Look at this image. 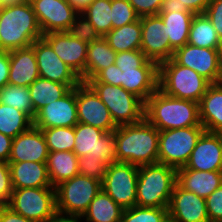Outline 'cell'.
Segmentation results:
<instances>
[{"instance_id": "484cf974", "label": "cell", "mask_w": 222, "mask_h": 222, "mask_svg": "<svg viewBox=\"0 0 222 222\" xmlns=\"http://www.w3.org/2000/svg\"><path fill=\"white\" fill-rule=\"evenodd\" d=\"M199 117L206 132L222 133V82L207 88L199 102Z\"/></svg>"}, {"instance_id": "7c38bea8", "label": "cell", "mask_w": 222, "mask_h": 222, "mask_svg": "<svg viewBox=\"0 0 222 222\" xmlns=\"http://www.w3.org/2000/svg\"><path fill=\"white\" fill-rule=\"evenodd\" d=\"M42 34L80 29V14L66 0H29Z\"/></svg>"}, {"instance_id": "ab89813d", "label": "cell", "mask_w": 222, "mask_h": 222, "mask_svg": "<svg viewBox=\"0 0 222 222\" xmlns=\"http://www.w3.org/2000/svg\"><path fill=\"white\" fill-rule=\"evenodd\" d=\"M108 164L102 158L89 157L88 154L79 157V175L95 178L103 181Z\"/></svg>"}, {"instance_id": "f907efd6", "label": "cell", "mask_w": 222, "mask_h": 222, "mask_svg": "<svg viewBox=\"0 0 222 222\" xmlns=\"http://www.w3.org/2000/svg\"><path fill=\"white\" fill-rule=\"evenodd\" d=\"M13 138L0 132V161L8 162Z\"/></svg>"}, {"instance_id": "d590c367", "label": "cell", "mask_w": 222, "mask_h": 222, "mask_svg": "<svg viewBox=\"0 0 222 222\" xmlns=\"http://www.w3.org/2000/svg\"><path fill=\"white\" fill-rule=\"evenodd\" d=\"M0 103L26 113L32 120L36 116L28 87L7 84L0 89Z\"/></svg>"}, {"instance_id": "8d00e7d4", "label": "cell", "mask_w": 222, "mask_h": 222, "mask_svg": "<svg viewBox=\"0 0 222 222\" xmlns=\"http://www.w3.org/2000/svg\"><path fill=\"white\" fill-rule=\"evenodd\" d=\"M41 130L44 135L49 152H73L75 145L74 127H52Z\"/></svg>"}, {"instance_id": "7bdbcfd3", "label": "cell", "mask_w": 222, "mask_h": 222, "mask_svg": "<svg viewBox=\"0 0 222 222\" xmlns=\"http://www.w3.org/2000/svg\"><path fill=\"white\" fill-rule=\"evenodd\" d=\"M206 210L210 222H222V185L206 199Z\"/></svg>"}, {"instance_id": "5bb4252c", "label": "cell", "mask_w": 222, "mask_h": 222, "mask_svg": "<svg viewBox=\"0 0 222 222\" xmlns=\"http://www.w3.org/2000/svg\"><path fill=\"white\" fill-rule=\"evenodd\" d=\"M172 58L210 83L222 82V48H202L187 43L176 49Z\"/></svg>"}, {"instance_id": "11a10c76", "label": "cell", "mask_w": 222, "mask_h": 222, "mask_svg": "<svg viewBox=\"0 0 222 222\" xmlns=\"http://www.w3.org/2000/svg\"><path fill=\"white\" fill-rule=\"evenodd\" d=\"M26 0H0V6L8 5V4H15V3H22Z\"/></svg>"}, {"instance_id": "d6a6232c", "label": "cell", "mask_w": 222, "mask_h": 222, "mask_svg": "<svg viewBox=\"0 0 222 222\" xmlns=\"http://www.w3.org/2000/svg\"><path fill=\"white\" fill-rule=\"evenodd\" d=\"M104 38L116 52L138 50L141 47V20L111 29Z\"/></svg>"}, {"instance_id": "6da1fadb", "label": "cell", "mask_w": 222, "mask_h": 222, "mask_svg": "<svg viewBox=\"0 0 222 222\" xmlns=\"http://www.w3.org/2000/svg\"><path fill=\"white\" fill-rule=\"evenodd\" d=\"M117 162L137 166L158 163L159 130L145 117L114 130Z\"/></svg>"}, {"instance_id": "8992f818", "label": "cell", "mask_w": 222, "mask_h": 222, "mask_svg": "<svg viewBox=\"0 0 222 222\" xmlns=\"http://www.w3.org/2000/svg\"><path fill=\"white\" fill-rule=\"evenodd\" d=\"M107 106L116 126L133 124L144 118L145 103L121 86L86 82Z\"/></svg>"}, {"instance_id": "7a4b0ae2", "label": "cell", "mask_w": 222, "mask_h": 222, "mask_svg": "<svg viewBox=\"0 0 222 222\" xmlns=\"http://www.w3.org/2000/svg\"><path fill=\"white\" fill-rule=\"evenodd\" d=\"M42 36L29 0L0 6V50L26 48Z\"/></svg>"}, {"instance_id": "83f0119b", "label": "cell", "mask_w": 222, "mask_h": 222, "mask_svg": "<svg viewBox=\"0 0 222 222\" xmlns=\"http://www.w3.org/2000/svg\"><path fill=\"white\" fill-rule=\"evenodd\" d=\"M116 52L104 37L89 36L85 65V83L94 78L101 70L114 64Z\"/></svg>"}, {"instance_id": "9c48e42d", "label": "cell", "mask_w": 222, "mask_h": 222, "mask_svg": "<svg viewBox=\"0 0 222 222\" xmlns=\"http://www.w3.org/2000/svg\"><path fill=\"white\" fill-rule=\"evenodd\" d=\"M7 206L27 219L45 222L57 211L55 188L13 189Z\"/></svg>"}, {"instance_id": "816d5d0a", "label": "cell", "mask_w": 222, "mask_h": 222, "mask_svg": "<svg viewBox=\"0 0 222 222\" xmlns=\"http://www.w3.org/2000/svg\"><path fill=\"white\" fill-rule=\"evenodd\" d=\"M191 12L184 5H179L175 0H163L162 7L159 13H170V12Z\"/></svg>"}, {"instance_id": "5b68a950", "label": "cell", "mask_w": 222, "mask_h": 222, "mask_svg": "<svg viewBox=\"0 0 222 222\" xmlns=\"http://www.w3.org/2000/svg\"><path fill=\"white\" fill-rule=\"evenodd\" d=\"M211 83L173 58L159 64L158 88L168 96L200 102Z\"/></svg>"}, {"instance_id": "ffe728a7", "label": "cell", "mask_w": 222, "mask_h": 222, "mask_svg": "<svg viewBox=\"0 0 222 222\" xmlns=\"http://www.w3.org/2000/svg\"><path fill=\"white\" fill-rule=\"evenodd\" d=\"M184 169L222 171V133L204 132Z\"/></svg>"}, {"instance_id": "836d02e7", "label": "cell", "mask_w": 222, "mask_h": 222, "mask_svg": "<svg viewBox=\"0 0 222 222\" xmlns=\"http://www.w3.org/2000/svg\"><path fill=\"white\" fill-rule=\"evenodd\" d=\"M187 43L202 48H222L215 28L204 13L194 15Z\"/></svg>"}, {"instance_id": "60d3db41", "label": "cell", "mask_w": 222, "mask_h": 222, "mask_svg": "<svg viewBox=\"0 0 222 222\" xmlns=\"http://www.w3.org/2000/svg\"><path fill=\"white\" fill-rule=\"evenodd\" d=\"M148 58L140 50H129L116 53V59L114 64L123 70L137 69L140 68Z\"/></svg>"}, {"instance_id": "4dcf8cb0", "label": "cell", "mask_w": 222, "mask_h": 222, "mask_svg": "<svg viewBox=\"0 0 222 222\" xmlns=\"http://www.w3.org/2000/svg\"><path fill=\"white\" fill-rule=\"evenodd\" d=\"M165 25L170 46L176 50L188 42L189 31L194 17L193 12H170L158 14Z\"/></svg>"}, {"instance_id": "b9f144b4", "label": "cell", "mask_w": 222, "mask_h": 222, "mask_svg": "<svg viewBox=\"0 0 222 222\" xmlns=\"http://www.w3.org/2000/svg\"><path fill=\"white\" fill-rule=\"evenodd\" d=\"M13 187L8 162L0 161V206L8 205Z\"/></svg>"}, {"instance_id": "9a60e30c", "label": "cell", "mask_w": 222, "mask_h": 222, "mask_svg": "<svg viewBox=\"0 0 222 222\" xmlns=\"http://www.w3.org/2000/svg\"><path fill=\"white\" fill-rule=\"evenodd\" d=\"M76 104L78 122L105 132H112L117 128L107 106L87 83L81 82L76 86Z\"/></svg>"}, {"instance_id": "ee69618b", "label": "cell", "mask_w": 222, "mask_h": 222, "mask_svg": "<svg viewBox=\"0 0 222 222\" xmlns=\"http://www.w3.org/2000/svg\"><path fill=\"white\" fill-rule=\"evenodd\" d=\"M139 17L158 15L163 0H128Z\"/></svg>"}, {"instance_id": "4316f807", "label": "cell", "mask_w": 222, "mask_h": 222, "mask_svg": "<svg viewBox=\"0 0 222 222\" xmlns=\"http://www.w3.org/2000/svg\"><path fill=\"white\" fill-rule=\"evenodd\" d=\"M111 0H95L80 14V29L104 37L112 29Z\"/></svg>"}, {"instance_id": "7dc6e473", "label": "cell", "mask_w": 222, "mask_h": 222, "mask_svg": "<svg viewBox=\"0 0 222 222\" xmlns=\"http://www.w3.org/2000/svg\"><path fill=\"white\" fill-rule=\"evenodd\" d=\"M9 69V51L0 50V89L8 84Z\"/></svg>"}, {"instance_id": "bcb514c9", "label": "cell", "mask_w": 222, "mask_h": 222, "mask_svg": "<svg viewBox=\"0 0 222 222\" xmlns=\"http://www.w3.org/2000/svg\"><path fill=\"white\" fill-rule=\"evenodd\" d=\"M121 73L122 71L115 64L101 70L94 78L87 82H102L115 86H121Z\"/></svg>"}, {"instance_id": "d4e9b609", "label": "cell", "mask_w": 222, "mask_h": 222, "mask_svg": "<svg viewBox=\"0 0 222 222\" xmlns=\"http://www.w3.org/2000/svg\"><path fill=\"white\" fill-rule=\"evenodd\" d=\"M176 183L184 190L206 199L222 185V171H198L182 167L177 169Z\"/></svg>"}, {"instance_id": "cb8c5ba5", "label": "cell", "mask_w": 222, "mask_h": 222, "mask_svg": "<svg viewBox=\"0 0 222 222\" xmlns=\"http://www.w3.org/2000/svg\"><path fill=\"white\" fill-rule=\"evenodd\" d=\"M13 189L52 187L46 162H8Z\"/></svg>"}, {"instance_id": "603a6c76", "label": "cell", "mask_w": 222, "mask_h": 222, "mask_svg": "<svg viewBox=\"0 0 222 222\" xmlns=\"http://www.w3.org/2000/svg\"><path fill=\"white\" fill-rule=\"evenodd\" d=\"M8 84L29 87L39 78V69L32 46L9 51Z\"/></svg>"}, {"instance_id": "f546056e", "label": "cell", "mask_w": 222, "mask_h": 222, "mask_svg": "<svg viewBox=\"0 0 222 222\" xmlns=\"http://www.w3.org/2000/svg\"><path fill=\"white\" fill-rule=\"evenodd\" d=\"M77 85H66L42 77L37 78L28 88L33 103L34 112L65 96Z\"/></svg>"}, {"instance_id": "681fc988", "label": "cell", "mask_w": 222, "mask_h": 222, "mask_svg": "<svg viewBox=\"0 0 222 222\" xmlns=\"http://www.w3.org/2000/svg\"><path fill=\"white\" fill-rule=\"evenodd\" d=\"M180 6L184 5L194 14H203L211 0H175Z\"/></svg>"}, {"instance_id": "e575fe53", "label": "cell", "mask_w": 222, "mask_h": 222, "mask_svg": "<svg viewBox=\"0 0 222 222\" xmlns=\"http://www.w3.org/2000/svg\"><path fill=\"white\" fill-rule=\"evenodd\" d=\"M33 126V120L24 112L0 103V132L11 138L26 132Z\"/></svg>"}, {"instance_id": "8fae6325", "label": "cell", "mask_w": 222, "mask_h": 222, "mask_svg": "<svg viewBox=\"0 0 222 222\" xmlns=\"http://www.w3.org/2000/svg\"><path fill=\"white\" fill-rule=\"evenodd\" d=\"M138 171L139 166L125 162H115L107 167L102 190L123 209L136 206Z\"/></svg>"}, {"instance_id": "f35d334b", "label": "cell", "mask_w": 222, "mask_h": 222, "mask_svg": "<svg viewBox=\"0 0 222 222\" xmlns=\"http://www.w3.org/2000/svg\"><path fill=\"white\" fill-rule=\"evenodd\" d=\"M112 29L137 21L140 17L128 0H111Z\"/></svg>"}, {"instance_id": "7402d4cb", "label": "cell", "mask_w": 222, "mask_h": 222, "mask_svg": "<svg viewBox=\"0 0 222 222\" xmlns=\"http://www.w3.org/2000/svg\"><path fill=\"white\" fill-rule=\"evenodd\" d=\"M158 76L159 65L148 59L140 68L123 70L121 87L145 103L158 89Z\"/></svg>"}, {"instance_id": "f5cc1de1", "label": "cell", "mask_w": 222, "mask_h": 222, "mask_svg": "<svg viewBox=\"0 0 222 222\" xmlns=\"http://www.w3.org/2000/svg\"><path fill=\"white\" fill-rule=\"evenodd\" d=\"M81 216L56 211L45 222H80Z\"/></svg>"}, {"instance_id": "44dd1931", "label": "cell", "mask_w": 222, "mask_h": 222, "mask_svg": "<svg viewBox=\"0 0 222 222\" xmlns=\"http://www.w3.org/2000/svg\"><path fill=\"white\" fill-rule=\"evenodd\" d=\"M48 154L42 130L32 126L12 140L8 162H47Z\"/></svg>"}, {"instance_id": "3957f363", "label": "cell", "mask_w": 222, "mask_h": 222, "mask_svg": "<svg viewBox=\"0 0 222 222\" xmlns=\"http://www.w3.org/2000/svg\"><path fill=\"white\" fill-rule=\"evenodd\" d=\"M144 117L159 131L201 125L199 103L168 96L159 88L145 102Z\"/></svg>"}, {"instance_id": "db71d44e", "label": "cell", "mask_w": 222, "mask_h": 222, "mask_svg": "<svg viewBox=\"0 0 222 222\" xmlns=\"http://www.w3.org/2000/svg\"><path fill=\"white\" fill-rule=\"evenodd\" d=\"M71 7L81 14L95 0H66Z\"/></svg>"}, {"instance_id": "4fadbf2b", "label": "cell", "mask_w": 222, "mask_h": 222, "mask_svg": "<svg viewBox=\"0 0 222 222\" xmlns=\"http://www.w3.org/2000/svg\"><path fill=\"white\" fill-rule=\"evenodd\" d=\"M74 128L75 145L73 152L78 158L88 154L89 157L102 158L108 165L117 162L114 131L105 132L80 122Z\"/></svg>"}, {"instance_id": "ac0fdd59", "label": "cell", "mask_w": 222, "mask_h": 222, "mask_svg": "<svg viewBox=\"0 0 222 222\" xmlns=\"http://www.w3.org/2000/svg\"><path fill=\"white\" fill-rule=\"evenodd\" d=\"M78 124L76 87L62 98L41 108L33 120L38 129L52 127H74Z\"/></svg>"}, {"instance_id": "c3c4849f", "label": "cell", "mask_w": 222, "mask_h": 222, "mask_svg": "<svg viewBox=\"0 0 222 222\" xmlns=\"http://www.w3.org/2000/svg\"><path fill=\"white\" fill-rule=\"evenodd\" d=\"M0 222H35L15 213L7 205L0 206Z\"/></svg>"}, {"instance_id": "f1b7e54d", "label": "cell", "mask_w": 222, "mask_h": 222, "mask_svg": "<svg viewBox=\"0 0 222 222\" xmlns=\"http://www.w3.org/2000/svg\"><path fill=\"white\" fill-rule=\"evenodd\" d=\"M78 159L76 154L70 151L49 152L46 164L52 187L55 188L79 174Z\"/></svg>"}, {"instance_id": "e0dca14e", "label": "cell", "mask_w": 222, "mask_h": 222, "mask_svg": "<svg viewBox=\"0 0 222 222\" xmlns=\"http://www.w3.org/2000/svg\"><path fill=\"white\" fill-rule=\"evenodd\" d=\"M31 46L34 48L39 77L66 85H79L82 82L43 38L36 40Z\"/></svg>"}, {"instance_id": "1f68e13d", "label": "cell", "mask_w": 222, "mask_h": 222, "mask_svg": "<svg viewBox=\"0 0 222 222\" xmlns=\"http://www.w3.org/2000/svg\"><path fill=\"white\" fill-rule=\"evenodd\" d=\"M123 210L108 194L101 190L90 202L81 218L85 217L86 222H120Z\"/></svg>"}, {"instance_id": "52a82bcc", "label": "cell", "mask_w": 222, "mask_h": 222, "mask_svg": "<svg viewBox=\"0 0 222 222\" xmlns=\"http://www.w3.org/2000/svg\"><path fill=\"white\" fill-rule=\"evenodd\" d=\"M204 132L205 128L202 124L159 131L158 163L176 170L184 167Z\"/></svg>"}, {"instance_id": "30bf717a", "label": "cell", "mask_w": 222, "mask_h": 222, "mask_svg": "<svg viewBox=\"0 0 222 222\" xmlns=\"http://www.w3.org/2000/svg\"><path fill=\"white\" fill-rule=\"evenodd\" d=\"M42 38L51 46L60 59L66 63L85 83V65L89 35L81 29L68 32L46 33Z\"/></svg>"}, {"instance_id": "277c9868", "label": "cell", "mask_w": 222, "mask_h": 222, "mask_svg": "<svg viewBox=\"0 0 222 222\" xmlns=\"http://www.w3.org/2000/svg\"><path fill=\"white\" fill-rule=\"evenodd\" d=\"M177 181V170L161 163L139 166L136 205L168 208Z\"/></svg>"}, {"instance_id": "d6986e66", "label": "cell", "mask_w": 222, "mask_h": 222, "mask_svg": "<svg viewBox=\"0 0 222 222\" xmlns=\"http://www.w3.org/2000/svg\"><path fill=\"white\" fill-rule=\"evenodd\" d=\"M167 209L170 222H210L205 198L184 190L177 183Z\"/></svg>"}, {"instance_id": "2e32d148", "label": "cell", "mask_w": 222, "mask_h": 222, "mask_svg": "<svg viewBox=\"0 0 222 222\" xmlns=\"http://www.w3.org/2000/svg\"><path fill=\"white\" fill-rule=\"evenodd\" d=\"M141 47L145 56L158 65L173 57L174 49L170 46L165 25L159 15L140 17Z\"/></svg>"}, {"instance_id": "f6af8a7d", "label": "cell", "mask_w": 222, "mask_h": 222, "mask_svg": "<svg viewBox=\"0 0 222 222\" xmlns=\"http://www.w3.org/2000/svg\"><path fill=\"white\" fill-rule=\"evenodd\" d=\"M204 14L210 20L222 42V0H211Z\"/></svg>"}, {"instance_id": "74e56055", "label": "cell", "mask_w": 222, "mask_h": 222, "mask_svg": "<svg viewBox=\"0 0 222 222\" xmlns=\"http://www.w3.org/2000/svg\"><path fill=\"white\" fill-rule=\"evenodd\" d=\"M120 222H170L167 208L134 206L124 209Z\"/></svg>"}, {"instance_id": "ba28073f", "label": "cell", "mask_w": 222, "mask_h": 222, "mask_svg": "<svg viewBox=\"0 0 222 222\" xmlns=\"http://www.w3.org/2000/svg\"><path fill=\"white\" fill-rule=\"evenodd\" d=\"M101 190V181L78 174L55 187L56 210L82 216Z\"/></svg>"}]
</instances>
